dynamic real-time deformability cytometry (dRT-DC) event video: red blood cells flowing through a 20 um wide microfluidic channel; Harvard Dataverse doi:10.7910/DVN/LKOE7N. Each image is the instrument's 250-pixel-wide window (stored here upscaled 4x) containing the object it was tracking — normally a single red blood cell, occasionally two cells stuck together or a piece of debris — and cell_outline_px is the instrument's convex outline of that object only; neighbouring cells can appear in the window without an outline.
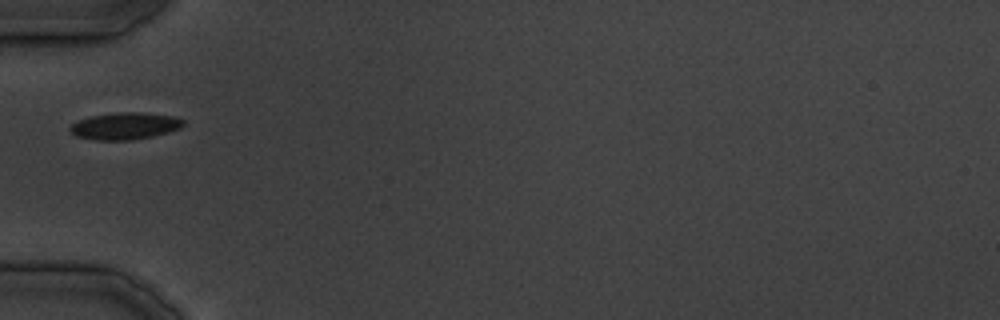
{"species": "common noctule bat (a hibernating species)", "species_latin": "Nyctalus noctula", "temperature_condition": "cold", "stored_images_in_passage": 26, "camera_frame_rate_fps": 3000, "um_per_image_px": 0.085, "animal": {"sex": "male", "body_mass_g": 19.5, "forearm_length_mm": 54.6}, "frame": {"image": 1, "passage_image": 1, "time_ms": 0.0, "image_size_px": [1000, 320], "cell_outline_px": [[184, 124], [180, 128], [168, 132], [152, 136], [132, 140], [96, 140], [76, 136], [68, 128], [76, 120], [88, 116], [120, 112], [140, 112], [172, 116], [184, 120]], "centroid_in_image_um": [10.58, 10.7], "position_along_channel_um": 74.4, "area_um2": 17.8}}
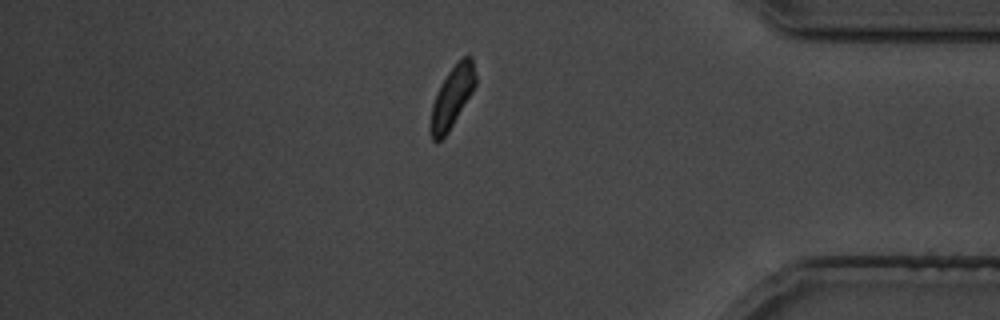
{"frame": {"image": 2, "passage_image": 20, "time_ms": 23.667, "image_size_px": [1000, 320], "cell_outline_px": [[476, 84], [472, 92], [448, 132], [440, 140], [432, 140], [428, 128], [428, 124], [432, 104], [436, 92], [440, 84], [448, 72], [464, 56], [472, 56], [476, 76]], "centroid_in_image_um": [38.39, 8.28], "position_along_channel_um": 396.8, "area_um2": 16.07}}
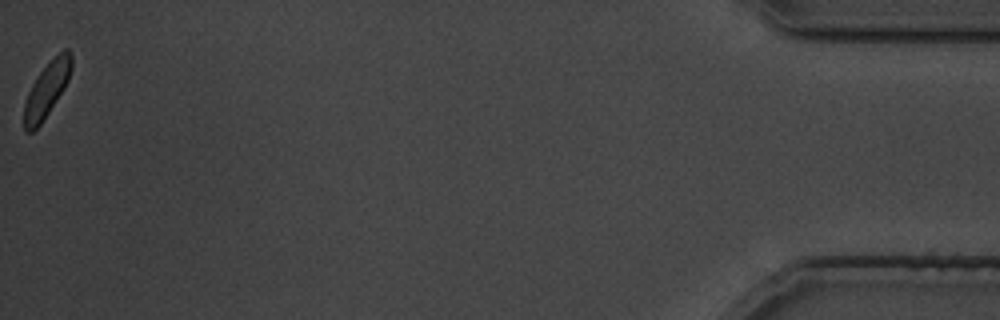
{"frame": {"image": 3, "passage_image": 26, "time_ms": 30.333, "image_size_px": [1000, 320], "cell_outline_px": [[72, 68], [68, 80], [64, 88], [40, 124], [32, 132], [24, 132], [24, 104], [28, 92], [32, 84], [40, 72], [64, 48], [68, 48], [72, 52]], "centroid_in_image_um": [3.98, 7.61], "position_along_channel_um": 431.2, "area_um2": 14.85}}